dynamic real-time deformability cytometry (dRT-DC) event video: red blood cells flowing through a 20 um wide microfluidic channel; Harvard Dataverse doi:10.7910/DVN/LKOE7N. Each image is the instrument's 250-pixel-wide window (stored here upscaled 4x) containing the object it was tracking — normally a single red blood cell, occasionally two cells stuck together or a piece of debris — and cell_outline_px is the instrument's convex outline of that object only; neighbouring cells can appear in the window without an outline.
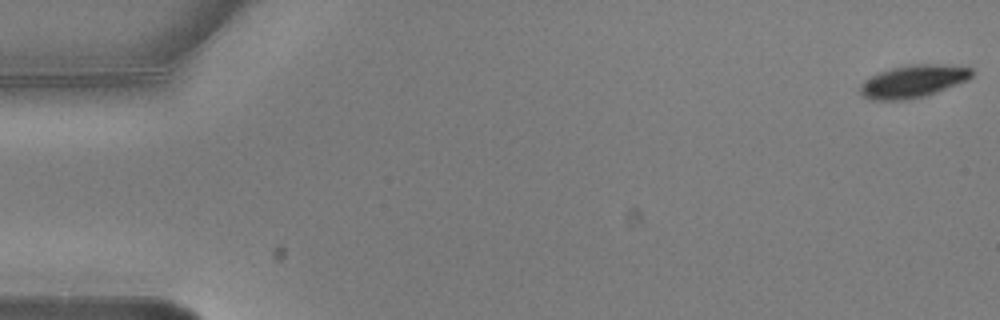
{"species": "common noctule bat (a hibernating species)", "species_latin": "Nyctalus noctula", "temperature_condition": "warm", "stored_images_in_passage": 6, "segment_of_instrument_passage": [1, 2], "camera_frame_rate_fps": 3000, "um_per_image_px": 0.085, "animal": {"sex": "male", "body_mass_g": 20.5, "forearm_length_mm": 52.5}, "frame": {"image": 1, "passage_image": 1, "time_ms": 0.0, "image_size_px": [1000, 320], "cell_outline_px": [[972, 76], [964, 80], [924, 96], [900, 100], [872, 100], [864, 96], [860, 92], [860, 88], [864, 80], [880, 72], [892, 68], [912, 64], [932, 64], [972, 68]], "centroid_in_image_um": [77.55, 6.91], "position_along_channel_um": 7.4, "area_um2": 20.4}}
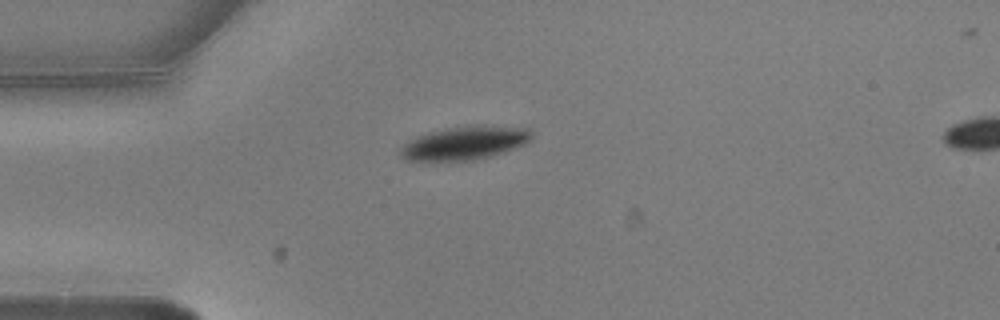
{"frame": {"image": 2, "passage_image": 5, "time_ms": 1.333, "image_size_px": [1000, 320], "cell_outline_px": [[532, 140], [524, 144], [504, 152], [476, 160], [408, 160], [400, 156], [400, 148], [408, 140], [416, 136], [428, 132], [448, 128], [472, 124], [480, 124], [528, 128], [532, 132]], "centroid_in_image_um": [39.53, 12.13], "position_along_channel_um": 45.5, "area_um2": 25.72}}